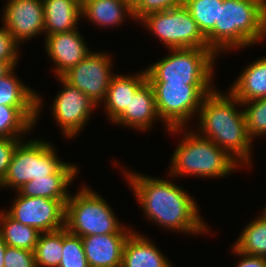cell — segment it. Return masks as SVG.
Returning <instances> with one entry per match:
<instances>
[{"instance_id":"cell-1","label":"cell","mask_w":266,"mask_h":267,"mask_svg":"<svg viewBox=\"0 0 266 267\" xmlns=\"http://www.w3.org/2000/svg\"><path fill=\"white\" fill-rule=\"evenodd\" d=\"M146 218L162 228L185 234L207 235L210 228L200 216L196 199L171 180L124 170ZM202 233V234H201Z\"/></svg>"},{"instance_id":"cell-2","label":"cell","mask_w":266,"mask_h":267,"mask_svg":"<svg viewBox=\"0 0 266 267\" xmlns=\"http://www.w3.org/2000/svg\"><path fill=\"white\" fill-rule=\"evenodd\" d=\"M240 106H243L242 103L229 91L224 94L215 88L202 100L197 115L199 129L196 132L225 150L242 167L251 168L253 141Z\"/></svg>"},{"instance_id":"cell-3","label":"cell","mask_w":266,"mask_h":267,"mask_svg":"<svg viewBox=\"0 0 266 267\" xmlns=\"http://www.w3.org/2000/svg\"><path fill=\"white\" fill-rule=\"evenodd\" d=\"M266 39V5L258 0H223L218 23L206 36L208 47L219 56Z\"/></svg>"},{"instance_id":"cell-4","label":"cell","mask_w":266,"mask_h":267,"mask_svg":"<svg viewBox=\"0 0 266 267\" xmlns=\"http://www.w3.org/2000/svg\"><path fill=\"white\" fill-rule=\"evenodd\" d=\"M186 129L187 131H185ZM168 132L184 133L170 159L171 165L168 174L171 177L191 175L217 179L230 176L231 172L242 167L225 150H222L213 141L199 135L194 129L191 131L187 127H181L170 129Z\"/></svg>"},{"instance_id":"cell-5","label":"cell","mask_w":266,"mask_h":267,"mask_svg":"<svg viewBox=\"0 0 266 267\" xmlns=\"http://www.w3.org/2000/svg\"><path fill=\"white\" fill-rule=\"evenodd\" d=\"M169 52L146 68L150 83L213 84L218 56L210 48H179Z\"/></svg>"},{"instance_id":"cell-6","label":"cell","mask_w":266,"mask_h":267,"mask_svg":"<svg viewBox=\"0 0 266 267\" xmlns=\"http://www.w3.org/2000/svg\"><path fill=\"white\" fill-rule=\"evenodd\" d=\"M65 204V228L73 235L85 237L117 233L124 225L110 204L100 194L84 185Z\"/></svg>"},{"instance_id":"cell-7","label":"cell","mask_w":266,"mask_h":267,"mask_svg":"<svg viewBox=\"0 0 266 267\" xmlns=\"http://www.w3.org/2000/svg\"><path fill=\"white\" fill-rule=\"evenodd\" d=\"M54 144L42 139L23 140L17 145L0 188L18 190L36 178L56 173L66 162L56 154Z\"/></svg>"},{"instance_id":"cell-8","label":"cell","mask_w":266,"mask_h":267,"mask_svg":"<svg viewBox=\"0 0 266 267\" xmlns=\"http://www.w3.org/2000/svg\"><path fill=\"white\" fill-rule=\"evenodd\" d=\"M159 117L167 131L187 127L198 115L202 100L215 88L212 84L150 83ZM165 122V123H164Z\"/></svg>"},{"instance_id":"cell-9","label":"cell","mask_w":266,"mask_h":267,"mask_svg":"<svg viewBox=\"0 0 266 267\" xmlns=\"http://www.w3.org/2000/svg\"><path fill=\"white\" fill-rule=\"evenodd\" d=\"M140 21L143 26L145 25V29L156 36L168 50L209 48L206 37L184 4L165 11L147 14Z\"/></svg>"},{"instance_id":"cell-10","label":"cell","mask_w":266,"mask_h":267,"mask_svg":"<svg viewBox=\"0 0 266 267\" xmlns=\"http://www.w3.org/2000/svg\"><path fill=\"white\" fill-rule=\"evenodd\" d=\"M112 60L111 55L106 52L92 51L62 77L97 105H102L107 96L111 78L115 75L112 73Z\"/></svg>"},{"instance_id":"cell-11","label":"cell","mask_w":266,"mask_h":267,"mask_svg":"<svg viewBox=\"0 0 266 267\" xmlns=\"http://www.w3.org/2000/svg\"><path fill=\"white\" fill-rule=\"evenodd\" d=\"M62 85L52 104V115L64 137L72 139L89 122L94 108L98 107L86 94L68 83L63 77H57Z\"/></svg>"},{"instance_id":"cell-12","label":"cell","mask_w":266,"mask_h":267,"mask_svg":"<svg viewBox=\"0 0 266 267\" xmlns=\"http://www.w3.org/2000/svg\"><path fill=\"white\" fill-rule=\"evenodd\" d=\"M16 194L12 207L5 210L13 219L40 233L65 227V205L60 200L22 196L17 191Z\"/></svg>"},{"instance_id":"cell-13","label":"cell","mask_w":266,"mask_h":267,"mask_svg":"<svg viewBox=\"0 0 266 267\" xmlns=\"http://www.w3.org/2000/svg\"><path fill=\"white\" fill-rule=\"evenodd\" d=\"M2 11V25L20 44L45 33L42 0H8Z\"/></svg>"},{"instance_id":"cell-14","label":"cell","mask_w":266,"mask_h":267,"mask_svg":"<svg viewBox=\"0 0 266 267\" xmlns=\"http://www.w3.org/2000/svg\"><path fill=\"white\" fill-rule=\"evenodd\" d=\"M45 50L55 64V77H62L90 52L78 29L45 36Z\"/></svg>"},{"instance_id":"cell-15","label":"cell","mask_w":266,"mask_h":267,"mask_svg":"<svg viewBox=\"0 0 266 267\" xmlns=\"http://www.w3.org/2000/svg\"><path fill=\"white\" fill-rule=\"evenodd\" d=\"M126 227L115 234L81 237L89 267H121L123 247L133 231Z\"/></svg>"},{"instance_id":"cell-16","label":"cell","mask_w":266,"mask_h":267,"mask_svg":"<svg viewBox=\"0 0 266 267\" xmlns=\"http://www.w3.org/2000/svg\"><path fill=\"white\" fill-rule=\"evenodd\" d=\"M157 119L161 121L157 112L155 93L150 82L146 80L135 91L129 105L113 124L134 128L137 131H147L153 128L152 124H155Z\"/></svg>"},{"instance_id":"cell-17","label":"cell","mask_w":266,"mask_h":267,"mask_svg":"<svg viewBox=\"0 0 266 267\" xmlns=\"http://www.w3.org/2000/svg\"><path fill=\"white\" fill-rule=\"evenodd\" d=\"M78 167L66 162L56 173L36 178L20 187L17 192L27 197H45L60 200L64 205L70 197L69 185L78 175Z\"/></svg>"},{"instance_id":"cell-18","label":"cell","mask_w":266,"mask_h":267,"mask_svg":"<svg viewBox=\"0 0 266 267\" xmlns=\"http://www.w3.org/2000/svg\"><path fill=\"white\" fill-rule=\"evenodd\" d=\"M139 233L133 230L126 239L121 267H174L158 246Z\"/></svg>"},{"instance_id":"cell-19","label":"cell","mask_w":266,"mask_h":267,"mask_svg":"<svg viewBox=\"0 0 266 267\" xmlns=\"http://www.w3.org/2000/svg\"><path fill=\"white\" fill-rule=\"evenodd\" d=\"M143 70L129 76L115 74L111 78L107 96L102 106L106 112L104 114L110 120L109 122H114L124 112L135 91L147 80L146 69Z\"/></svg>"},{"instance_id":"cell-20","label":"cell","mask_w":266,"mask_h":267,"mask_svg":"<svg viewBox=\"0 0 266 267\" xmlns=\"http://www.w3.org/2000/svg\"><path fill=\"white\" fill-rule=\"evenodd\" d=\"M81 14L93 25L107 29L121 26L126 16L134 19L132 4L126 0H81Z\"/></svg>"},{"instance_id":"cell-21","label":"cell","mask_w":266,"mask_h":267,"mask_svg":"<svg viewBox=\"0 0 266 267\" xmlns=\"http://www.w3.org/2000/svg\"><path fill=\"white\" fill-rule=\"evenodd\" d=\"M45 36L78 29L81 0H42Z\"/></svg>"},{"instance_id":"cell-22","label":"cell","mask_w":266,"mask_h":267,"mask_svg":"<svg viewBox=\"0 0 266 267\" xmlns=\"http://www.w3.org/2000/svg\"><path fill=\"white\" fill-rule=\"evenodd\" d=\"M228 91L240 102L266 97V56L243 68Z\"/></svg>"},{"instance_id":"cell-23","label":"cell","mask_w":266,"mask_h":267,"mask_svg":"<svg viewBox=\"0 0 266 267\" xmlns=\"http://www.w3.org/2000/svg\"><path fill=\"white\" fill-rule=\"evenodd\" d=\"M38 106L0 104V138H20L37 125ZM30 131V132H29ZM22 137V138H21Z\"/></svg>"},{"instance_id":"cell-24","label":"cell","mask_w":266,"mask_h":267,"mask_svg":"<svg viewBox=\"0 0 266 267\" xmlns=\"http://www.w3.org/2000/svg\"><path fill=\"white\" fill-rule=\"evenodd\" d=\"M14 67L7 75L0 78V104L6 106H38V117L42 112L44 99L30 86L24 84L15 74ZM16 75V76H15Z\"/></svg>"},{"instance_id":"cell-25","label":"cell","mask_w":266,"mask_h":267,"mask_svg":"<svg viewBox=\"0 0 266 267\" xmlns=\"http://www.w3.org/2000/svg\"><path fill=\"white\" fill-rule=\"evenodd\" d=\"M0 233L8 246L34 251L40 232L13 219L4 209L0 210Z\"/></svg>"},{"instance_id":"cell-26","label":"cell","mask_w":266,"mask_h":267,"mask_svg":"<svg viewBox=\"0 0 266 267\" xmlns=\"http://www.w3.org/2000/svg\"><path fill=\"white\" fill-rule=\"evenodd\" d=\"M233 246L246 255L266 257V215L263 212L244 227Z\"/></svg>"},{"instance_id":"cell-27","label":"cell","mask_w":266,"mask_h":267,"mask_svg":"<svg viewBox=\"0 0 266 267\" xmlns=\"http://www.w3.org/2000/svg\"><path fill=\"white\" fill-rule=\"evenodd\" d=\"M33 252L37 267H59L63 257V228L41 233Z\"/></svg>"},{"instance_id":"cell-28","label":"cell","mask_w":266,"mask_h":267,"mask_svg":"<svg viewBox=\"0 0 266 267\" xmlns=\"http://www.w3.org/2000/svg\"><path fill=\"white\" fill-rule=\"evenodd\" d=\"M183 4L206 37L218 23L219 5L223 4V0H184Z\"/></svg>"},{"instance_id":"cell-29","label":"cell","mask_w":266,"mask_h":267,"mask_svg":"<svg viewBox=\"0 0 266 267\" xmlns=\"http://www.w3.org/2000/svg\"><path fill=\"white\" fill-rule=\"evenodd\" d=\"M241 103L251 140L266 135V97Z\"/></svg>"},{"instance_id":"cell-30","label":"cell","mask_w":266,"mask_h":267,"mask_svg":"<svg viewBox=\"0 0 266 267\" xmlns=\"http://www.w3.org/2000/svg\"><path fill=\"white\" fill-rule=\"evenodd\" d=\"M59 267H89L85 256L83 242L63 228V254Z\"/></svg>"},{"instance_id":"cell-31","label":"cell","mask_w":266,"mask_h":267,"mask_svg":"<svg viewBox=\"0 0 266 267\" xmlns=\"http://www.w3.org/2000/svg\"><path fill=\"white\" fill-rule=\"evenodd\" d=\"M184 0H136L132 4L134 19L140 21L147 14L179 7Z\"/></svg>"},{"instance_id":"cell-32","label":"cell","mask_w":266,"mask_h":267,"mask_svg":"<svg viewBox=\"0 0 266 267\" xmlns=\"http://www.w3.org/2000/svg\"><path fill=\"white\" fill-rule=\"evenodd\" d=\"M20 44L13 38L12 34L4 27H0V61L8 62L13 68L19 60Z\"/></svg>"},{"instance_id":"cell-33","label":"cell","mask_w":266,"mask_h":267,"mask_svg":"<svg viewBox=\"0 0 266 267\" xmlns=\"http://www.w3.org/2000/svg\"><path fill=\"white\" fill-rule=\"evenodd\" d=\"M4 267H37L34 252L7 245L4 256Z\"/></svg>"},{"instance_id":"cell-34","label":"cell","mask_w":266,"mask_h":267,"mask_svg":"<svg viewBox=\"0 0 266 267\" xmlns=\"http://www.w3.org/2000/svg\"><path fill=\"white\" fill-rule=\"evenodd\" d=\"M23 139L0 138V184L3 182L17 145Z\"/></svg>"},{"instance_id":"cell-35","label":"cell","mask_w":266,"mask_h":267,"mask_svg":"<svg viewBox=\"0 0 266 267\" xmlns=\"http://www.w3.org/2000/svg\"><path fill=\"white\" fill-rule=\"evenodd\" d=\"M232 252L240 259L236 267H266V257L264 256H252L239 252L234 246H232Z\"/></svg>"},{"instance_id":"cell-36","label":"cell","mask_w":266,"mask_h":267,"mask_svg":"<svg viewBox=\"0 0 266 267\" xmlns=\"http://www.w3.org/2000/svg\"><path fill=\"white\" fill-rule=\"evenodd\" d=\"M7 244L4 242L2 234L0 233V267H4V256Z\"/></svg>"},{"instance_id":"cell-37","label":"cell","mask_w":266,"mask_h":267,"mask_svg":"<svg viewBox=\"0 0 266 267\" xmlns=\"http://www.w3.org/2000/svg\"><path fill=\"white\" fill-rule=\"evenodd\" d=\"M13 67L8 62H1L0 61V78L7 75Z\"/></svg>"},{"instance_id":"cell-38","label":"cell","mask_w":266,"mask_h":267,"mask_svg":"<svg viewBox=\"0 0 266 267\" xmlns=\"http://www.w3.org/2000/svg\"><path fill=\"white\" fill-rule=\"evenodd\" d=\"M126 1H128L131 4H133L136 0H126Z\"/></svg>"},{"instance_id":"cell-39","label":"cell","mask_w":266,"mask_h":267,"mask_svg":"<svg viewBox=\"0 0 266 267\" xmlns=\"http://www.w3.org/2000/svg\"><path fill=\"white\" fill-rule=\"evenodd\" d=\"M264 209H263V213L266 215V205H265V207H263Z\"/></svg>"},{"instance_id":"cell-40","label":"cell","mask_w":266,"mask_h":267,"mask_svg":"<svg viewBox=\"0 0 266 267\" xmlns=\"http://www.w3.org/2000/svg\"><path fill=\"white\" fill-rule=\"evenodd\" d=\"M266 5V0H258Z\"/></svg>"}]
</instances>
